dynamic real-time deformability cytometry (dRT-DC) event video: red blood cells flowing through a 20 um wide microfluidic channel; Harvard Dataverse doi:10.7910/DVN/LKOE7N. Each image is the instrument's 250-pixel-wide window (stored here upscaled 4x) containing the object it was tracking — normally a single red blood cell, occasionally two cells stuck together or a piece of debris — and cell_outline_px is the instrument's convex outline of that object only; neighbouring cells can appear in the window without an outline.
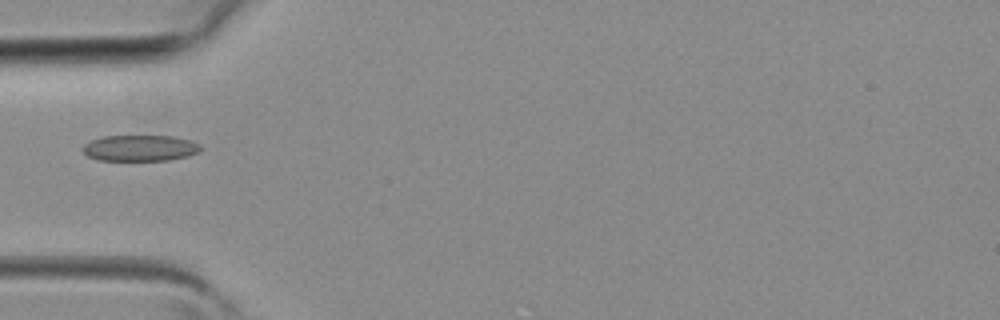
{"species": "common noctule bat (a hibernating species)", "species_latin": "Nyctalus noctula", "temperature_condition": "room temperature", "stored_images_in_passage": 1, "camera_frame_rate_fps": 3000, "um_per_image_px": 0.085, "animal": {"sex": "female", "body_mass_g": 19.3, "forearm_length_mm": 54.1}, "frame": {"image": 1, "passage_image": 1, "time_ms": 0.0, "image_size_px": [1000, 320], "cell_outline_px": [[200, 152], [188, 156], [168, 160], [96, 160], [88, 156], [80, 148], [84, 144], [92, 140], [104, 136], [172, 136], [188, 140], [200, 144]], "centroid_in_image_um": [11.88, 12.59], "position_along_channel_um": 73.1, "area_um2": 17.86}}